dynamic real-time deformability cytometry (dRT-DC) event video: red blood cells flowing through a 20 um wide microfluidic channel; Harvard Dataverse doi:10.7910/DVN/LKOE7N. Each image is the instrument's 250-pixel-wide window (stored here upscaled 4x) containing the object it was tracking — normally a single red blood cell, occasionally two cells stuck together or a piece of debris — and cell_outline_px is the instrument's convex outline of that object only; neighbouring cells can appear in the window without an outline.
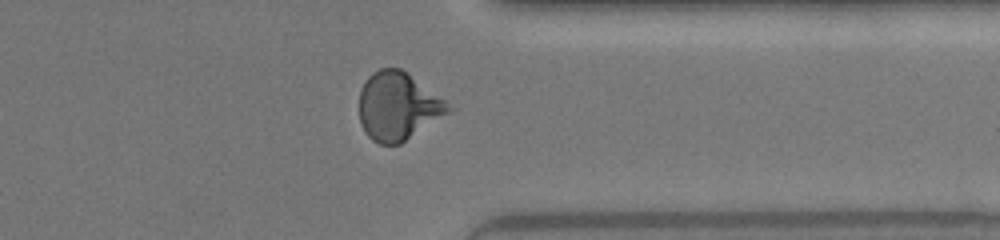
{"species": "human", "species_latin": "Homo sapiens", "temperature_condition": "warm", "stored_images_in_passage": 25, "camera_frame_rate_fps": 3000, "um_per_image_px": 0.085, "donor": {"sex": "female"}, "frame": {"image": 1, "passage_image": 22, "time_ms": 7.0, "image_size_px": [1000, 240], "cell_outline_px": [[456, 108], [400, 144], [380, 144], [372, 140], [364, 132], [360, 124], [360, 88], [368, 76], [372, 72], [380, 68], [400, 68]], "centroid_in_image_um": [33.81, 9.04], "position_along_channel_um": 377.6, "area_um2": 35.2}}